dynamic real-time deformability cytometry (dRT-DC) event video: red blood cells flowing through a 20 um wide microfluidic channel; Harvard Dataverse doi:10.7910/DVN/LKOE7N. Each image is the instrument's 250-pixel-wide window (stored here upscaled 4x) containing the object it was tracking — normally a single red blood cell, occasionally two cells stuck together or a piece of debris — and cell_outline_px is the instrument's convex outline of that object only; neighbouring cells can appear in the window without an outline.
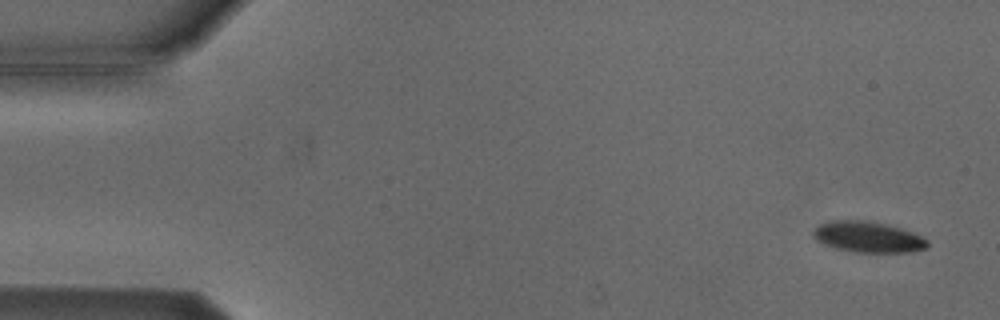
{"species": "Egyptian fruit bat (a non-hibernating species)", "species_latin": "Rousettus aegyptiacus", "temperature_condition": "cold", "stored_images_in_passage": 5, "camera_frame_rate_fps": 3000, "um_per_image_px": 0.085, "animal": {"sex": "male"}, "frame": {"image": 1, "passage_image": 1, "time_ms": 0.0, "image_size_px": [1000, 320], "cell_outline_px": [[928, 248], [912, 252], [856, 252], [836, 248], [824, 244], [816, 240], [812, 236], [812, 232], [820, 224], [828, 220], [860, 220], [884, 224], [900, 228], [912, 232], [928, 240]], "centroid_in_image_um": [73.77, 20.15], "position_along_channel_um": 11.2, "area_um2": 20.46}}
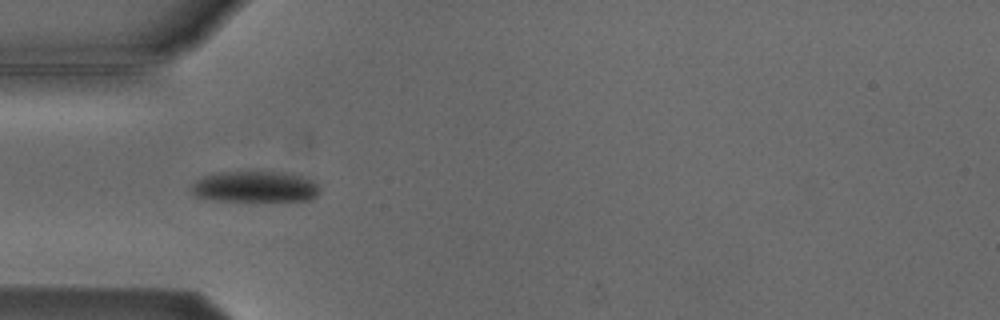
{"frame": {"image": 2, "passage_image": 4, "time_ms": 4.667, "image_size_px": [1000, 320], "cell_outline_px": [[320, 192], [316, 196], [308, 200], [216, 200], [192, 196], [192, 184], [196, 180], [204, 176], [216, 172], [292, 172], [304, 176], [312, 180], [320, 188]], "centroid_in_image_um": [21.69, 15.85], "position_along_channel_um": 63.3, "area_um2": 23.24}}
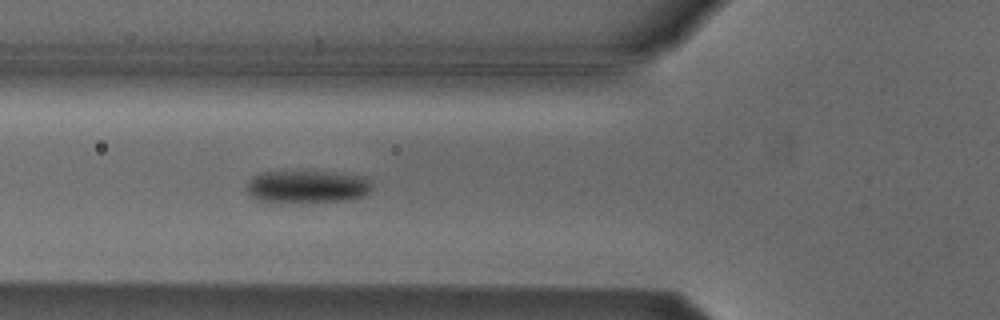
{"frame": {"image": 3, "passage_image": 5, "time_ms": 5.667, "image_size_px": [1000, 320], "cell_outline_px": [[372, 188], [364, 196], [348, 200], [256, 200], [248, 196], [244, 188], [248, 180], [252, 176], [264, 172], [332, 172], [368, 176], [372, 184]], "centroid_in_image_um": [26.12, 15.83], "position_along_channel_um": 99.7, "area_um2": 23.41}}